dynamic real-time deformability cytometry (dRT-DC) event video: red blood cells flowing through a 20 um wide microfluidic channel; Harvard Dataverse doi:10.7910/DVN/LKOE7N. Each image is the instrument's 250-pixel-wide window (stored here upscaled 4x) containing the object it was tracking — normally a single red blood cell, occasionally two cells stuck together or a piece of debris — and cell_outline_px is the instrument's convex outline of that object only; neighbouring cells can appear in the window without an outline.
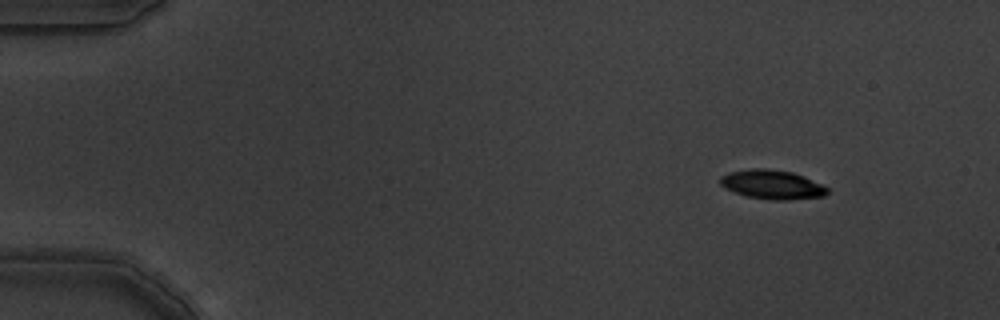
{"species": "common noctule bat (a hibernating species)", "species_latin": "Nyctalus noctula", "temperature_condition": "warm", "stored_images_in_passage": 5, "camera_frame_rate_fps": 3000, "um_per_image_px": 0.085, "animal": {"sex": "male", "body_mass_g": 19.5, "forearm_length_mm": 54.6}, "frame": {"image": 1, "passage_image": 1, "time_ms": 0.0, "image_size_px": [1000, 320], "cell_outline_px": [[828, 192], [824, 196], [784, 200], [772, 200], [748, 196], [724, 188], [720, 184], [720, 176], [728, 172], [752, 168], [768, 168], [792, 172], [804, 176], [828, 188]], "centroid_in_image_um": [65.61, 15.67], "position_along_channel_um": 19.4, "area_um2": 18.09}}
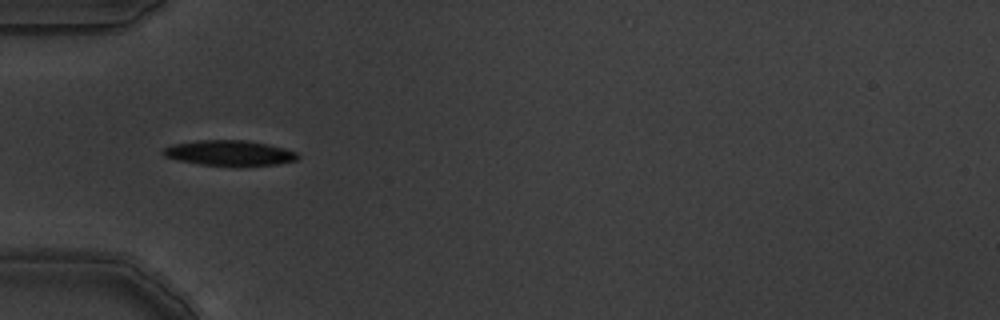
{"frame": {"image": 2, "passage_image": 4, "time_ms": 1.0, "image_size_px": [1000, 320], "cell_outline_px": [[300, 156], [296, 160], [276, 164], [200, 164], [180, 160], [164, 156], [160, 152], [164, 148], [172, 144], [196, 140], [248, 140], [268, 144], [284, 148], [296, 152]], "centroid_in_image_um": [19.47, 12.96], "position_along_channel_um": 65.5, "area_um2": 19.31}}